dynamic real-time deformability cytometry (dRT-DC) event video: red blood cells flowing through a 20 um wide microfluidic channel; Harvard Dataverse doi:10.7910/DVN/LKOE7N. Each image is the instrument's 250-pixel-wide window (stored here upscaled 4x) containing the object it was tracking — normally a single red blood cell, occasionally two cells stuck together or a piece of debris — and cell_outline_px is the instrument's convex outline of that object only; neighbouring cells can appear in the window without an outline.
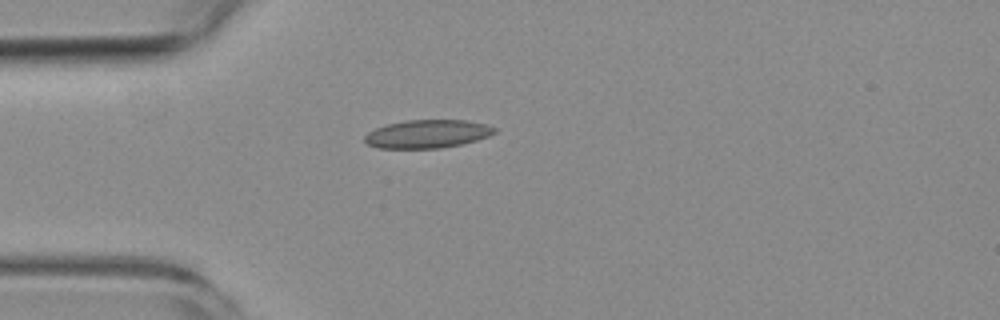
{"species": "common noctule bat (a hibernating species)", "species_latin": "Nyctalus noctula", "temperature_condition": "room temperature", "stored_images_in_passage": 1, "camera_frame_rate_fps": 3000, "um_per_image_px": 0.085, "animal": {"sex": "female", "body_mass_g": 19.3, "forearm_length_mm": 54.1}, "frame": {"image": 1, "passage_image": 1, "time_ms": 0.0, "image_size_px": [1000, 320], "cell_outline_px": [[496, 132], [488, 136], [476, 140], [460, 144], [440, 148], [376, 148], [368, 144], [364, 140], [364, 136], [368, 132], [376, 128], [388, 124], [408, 120], [464, 120], [488, 124], [496, 128]], "centroid_in_image_um": [36.33, 11.38], "position_along_channel_um": 48.7, "area_um2": 21.27}}